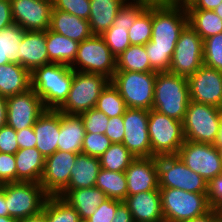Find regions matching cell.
<instances>
[{
	"label": "cell",
	"instance_id": "obj_37",
	"mask_svg": "<svg viewBox=\"0 0 222 222\" xmlns=\"http://www.w3.org/2000/svg\"><path fill=\"white\" fill-rule=\"evenodd\" d=\"M48 222H79L78 212L60 196H48L43 210Z\"/></svg>",
	"mask_w": 222,
	"mask_h": 222
},
{
	"label": "cell",
	"instance_id": "obj_47",
	"mask_svg": "<svg viewBox=\"0 0 222 222\" xmlns=\"http://www.w3.org/2000/svg\"><path fill=\"white\" fill-rule=\"evenodd\" d=\"M207 196L212 208L222 210V173L208 182Z\"/></svg>",
	"mask_w": 222,
	"mask_h": 222
},
{
	"label": "cell",
	"instance_id": "obj_16",
	"mask_svg": "<svg viewBox=\"0 0 222 222\" xmlns=\"http://www.w3.org/2000/svg\"><path fill=\"white\" fill-rule=\"evenodd\" d=\"M148 5L149 2L138 0H136L134 4H124L117 12L113 25L101 35L115 57L120 55L131 45L128 38V29L133 25L137 16Z\"/></svg>",
	"mask_w": 222,
	"mask_h": 222
},
{
	"label": "cell",
	"instance_id": "obj_10",
	"mask_svg": "<svg viewBox=\"0 0 222 222\" xmlns=\"http://www.w3.org/2000/svg\"><path fill=\"white\" fill-rule=\"evenodd\" d=\"M75 62L83 70H75ZM70 67L78 72L101 74L111 80L116 72V57L101 35H92L79 43L76 58Z\"/></svg>",
	"mask_w": 222,
	"mask_h": 222
},
{
	"label": "cell",
	"instance_id": "obj_1",
	"mask_svg": "<svg viewBox=\"0 0 222 222\" xmlns=\"http://www.w3.org/2000/svg\"><path fill=\"white\" fill-rule=\"evenodd\" d=\"M187 24L188 13L185 5L152 3V35L151 40L144 46L151 68L155 72L169 71L176 42Z\"/></svg>",
	"mask_w": 222,
	"mask_h": 222
},
{
	"label": "cell",
	"instance_id": "obj_40",
	"mask_svg": "<svg viewBox=\"0 0 222 222\" xmlns=\"http://www.w3.org/2000/svg\"><path fill=\"white\" fill-rule=\"evenodd\" d=\"M204 65L222 71V33L203 40Z\"/></svg>",
	"mask_w": 222,
	"mask_h": 222
},
{
	"label": "cell",
	"instance_id": "obj_61",
	"mask_svg": "<svg viewBox=\"0 0 222 222\" xmlns=\"http://www.w3.org/2000/svg\"><path fill=\"white\" fill-rule=\"evenodd\" d=\"M190 1H191V0H172V4H179V5H181V3H182V5H186V4H188ZM180 2H181V3H180Z\"/></svg>",
	"mask_w": 222,
	"mask_h": 222
},
{
	"label": "cell",
	"instance_id": "obj_57",
	"mask_svg": "<svg viewBox=\"0 0 222 222\" xmlns=\"http://www.w3.org/2000/svg\"><path fill=\"white\" fill-rule=\"evenodd\" d=\"M213 145L218 150L222 149V115H221V123H220L219 131H218V134L216 136V139H215Z\"/></svg>",
	"mask_w": 222,
	"mask_h": 222
},
{
	"label": "cell",
	"instance_id": "obj_26",
	"mask_svg": "<svg viewBox=\"0 0 222 222\" xmlns=\"http://www.w3.org/2000/svg\"><path fill=\"white\" fill-rule=\"evenodd\" d=\"M58 150L82 153L85 128L80 115L60 112V134Z\"/></svg>",
	"mask_w": 222,
	"mask_h": 222
},
{
	"label": "cell",
	"instance_id": "obj_56",
	"mask_svg": "<svg viewBox=\"0 0 222 222\" xmlns=\"http://www.w3.org/2000/svg\"><path fill=\"white\" fill-rule=\"evenodd\" d=\"M0 216H9L5 194L0 190Z\"/></svg>",
	"mask_w": 222,
	"mask_h": 222
},
{
	"label": "cell",
	"instance_id": "obj_63",
	"mask_svg": "<svg viewBox=\"0 0 222 222\" xmlns=\"http://www.w3.org/2000/svg\"><path fill=\"white\" fill-rule=\"evenodd\" d=\"M79 222H88L87 220H80Z\"/></svg>",
	"mask_w": 222,
	"mask_h": 222
},
{
	"label": "cell",
	"instance_id": "obj_22",
	"mask_svg": "<svg viewBox=\"0 0 222 222\" xmlns=\"http://www.w3.org/2000/svg\"><path fill=\"white\" fill-rule=\"evenodd\" d=\"M18 64L32 73L50 64L46 48V31H25L19 47Z\"/></svg>",
	"mask_w": 222,
	"mask_h": 222
},
{
	"label": "cell",
	"instance_id": "obj_28",
	"mask_svg": "<svg viewBox=\"0 0 222 222\" xmlns=\"http://www.w3.org/2000/svg\"><path fill=\"white\" fill-rule=\"evenodd\" d=\"M126 0H90L88 22L93 35H102L112 25Z\"/></svg>",
	"mask_w": 222,
	"mask_h": 222
},
{
	"label": "cell",
	"instance_id": "obj_7",
	"mask_svg": "<svg viewBox=\"0 0 222 222\" xmlns=\"http://www.w3.org/2000/svg\"><path fill=\"white\" fill-rule=\"evenodd\" d=\"M156 72L116 71L111 83L118 89L127 108L151 110Z\"/></svg>",
	"mask_w": 222,
	"mask_h": 222
},
{
	"label": "cell",
	"instance_id": "obj_46",
	"mask_svg": "<svg viewBox=\"0 0 222 222\" xmlns=\"http://www.w3.org/2000/svg\"><path fill=\"white\" fill-rule=\"evenodd\" d=\"M19 150L16 131L8 125L0 128V153L15 154Z\"/></svg>",
	"mask_w": 222,
	"mask_h": 222
},
{
	"label": "cell",
	"instance_id": "obj_31",
	"mask_svg": "<svg viewBox=\"0 0 222 222\" xmlns=\"http://www.w3.org/2000/svg\"><path fill=\"white\" fill-rule=\"evenodd\" d=\"M79 42L50 29L46 30V48L50 63L70 66L77 55Z\"/></svg>",
	"mask_w": 222,
	"mask_h": 222
},
{
	"label": "cell",
	"instance_id": "obj_8",
	"mask_svg": "<svg viewBox=\"0 0 222 222\" xmlns=\"http://www.w3.org/2000/svg\"><path fill=\"white\" fill-rule=\"evenodd\" d=\"M222 109L191 101L182 122L185 140L213 144L219 131Z\"/></svg>",
	"mask_w": 222,
	"mask_h": 222
},
{
	"label": "cell",
	"instance_id": "obj_24",
	"mask_svg": "<svg viewBox=\"0 0 222 222\" xmlns=\"http://www.w3.org/2000/svg\"><path fill=\"white\" fill-rule=\"evenodd\" d=\"M49 29L79 43L93 35L88 20L57 9L51 11Z\"/></svg>",
	"mask_w": 222,
	"mask_h": 222
},
{
	"label": "cell",
	"instance_id": "obj_4",
	"mask_svg": "<svg viewBox=\"0 0 222 222\" xmlns=\"http://www.w3.org/2000/svg\"><path fill=\"white\" fill-rule=\"evenodd\" d=\"M165 222H179L204 215L212 209L207 193L159 187Z\"/></svg>",
	"mask_w": 222,
	"mask_h": 222
},
{
	"label": "cell",
	"instance_id": "obj_25",
	"mask_svg": "<svg viewBox=\"0 0 222 222\" xmlns=\"http://www.w3.org/2000/svg\"><path fill=\"white\" fill-rule=\"evenodd\" d=\"M58 196L66 200L78 212L80 220H86L107 199L99 188L64 189Z\"/></svg>",
	"mask_w": 222,
	"mask_h": 222
},
{
	"label": "cell",
	"instance_id": "obj_27",
	"mask_svg": "<svg viewBox=\"0 0 222 222\" xmlns=\"http://www.w3.org/2000/svg\"><path fill=\"white\" fill-rule=\"evenodd\" d=\"M17 182L40 183L45 168V158L34 148L19 149L15 154Z\"/></svg>",
	"mask_w": 222,
	"mask_h": 222
},
{
	"label": "cell",
	"instance_id": "obj_21",
	"mask_svg": "<svg viewBox=\"0 0 222 222\" xmlns=\"http://www.w3.org/2000/svg\"><path fill=\"white\" fill-rule=\"evenodd\" d=\"M123 202L131 212L133 222H165L159 189L127 195Z\"/></svg>",
	"mask_w": 222,
	"mask_h": 222
},
{
	"label": "cell",
	"instance_id": "obj_52",
	"mask_svg": "<svg viewBox=\"0 0 222 222\" xmlns=\"http://www.w3.org/2000/svg\"><path fill=\"white\" fill-rule=\"evenodd\" d=\"M221 218H222V210L212 208L204 215L187 220H182L179 222H219Z\"/></svg>",
	"mask_w": 222,
	"mask_h": 222
},
{
	"label": "cell",
	"instance_id": "obj_35",
	"mask_svg": "<svg viewBox=\"0 0 222 222\" xmlns=\"http://www.w3.org/2000/svg\"><path fill=\"white\" fill-rule=\"evenodd\" d=\"M25 30L13 24L0 31V65L18 64L19 47Z\"/></svg>",
	"mask_w": 222,
	"mask_h": 222
},
{
	"label": "cell",
	"instance_id": "obj_29",
	"mask_svg": "<svg viewBox=\"0 0 222 222\" xmlns=\"http://www.w3.org/2000/svg\"><path fill=\"white\" fill-rule=\"evenodd\" d=\"M31 89V73L20 64L0 65V95L21 94Z\"/></svg>",
	"mask_w": 222,
	"mask_h": 222
},
{
	"label": "cell",
	"instance_id": "obj_6",
	"mask_svg": "<svg viewBox=\"0 0 222 222\" xmlns=\"http://www.w3.org/2000/svg\"><path fill=\"white\" fill-rule=\"evenodd\" d=\"M148 133L151 157L177 155L185 141L181 121L157 110H149Z\"/></svg>",
	"mask_w": 222,
	"mask_h": 222
},
{
	"label": "cell",
	"instance_id": "obj_32",
	"mask_svg": "<svg viewBox=\"0 0 222 222\" xmlns=\"http://www.w3.org/2000/svg\"><path fill=\"white\" fill-rule=\"evenodd\" d=\"M95 187L104 192L107 198L124 201L127 197V179L125 172L109 171L101 168Z\"/></svg>",
	"mask_w": 222,
	"mask_h": 222
},
{
	"label": "cell",
	"instance_id": "obj_44",
	"mask_svg": "<svg viewBox=\"0 0 222 222\" xmlns=\"http://www.w3.org/2000/svg\"><path fill=\"white\" fill-rule=\"evenodd\" d=\"M120 200L107 198L97 208L96 211L86 220L88 222H112L116 216L117 206L121 203Z\"/></svg>",
	"mask_w": 222,
	"mask_h": 222
},
{
	"label": "cell",
	"instance_id": "obj_58",
	"mask_svg": "<svg viewBox=\"0 0 222 222\" xmlns=\"http://www.w3.org/2000/svg\"><path fill=\"white\" fill-rule=\"evenodd\" d=\"M0 222H19V221L10 216H0Z\"/></svg>",
	"mask_w": 222,
	"mask_h": 222
},
{
	"label": "cell",
	"instance_id": "obj_54",
	"mask_svg": "<svg viewBox=\"0 0 222 222\" xmlns=\"http://www.w3.org/2000/svg\"><path fill=\"white\" fill-rule=\"evenodd\" d=\"M7 125V98L0 95V128Z\"/></svg>",
	"mask_w": 222,
	"mask_h": 222
},
{
	"label": "cell",
	"instance_id": "obj_17",
	"mask_svg": "<svg viewBox=\"0 0 222 222\" xmlns=\"http://www.w3.org/2000/svg\"><path fill=\"white\" fill-rule=\"evenodd\" d=\"M14 24L25 31L50 28L52 0H10Z\"/></svg>",
	"mask_w": 222,
	"mask_h": 222
},
{
	"label": "cell",
	"instance_id": "obj_19",
	"mask_svg": "<svg viewBox=\"0 0 222 222\" xmlns=\"http://www.w3.org/2000/svg\"><path fill=\"white\" fill-rule=\"evenodd\" d=\"M76 153L57 150L45 158L40 185L49 196H58L69 184Z\"/></svg>",
	"mask_w": 222,
	"mask_h": 222
},
{
	"label": "cell",
	"instance_id": "obj_45",
	"mask_svg": "<svg viewBox=\"0 0 222 222\" xmlns=\"http://www.w3.org/2000/svg\"><path fill=\"white\" fill-rule=\"evenodd\" d=\"M12 182H17L15 156L0 153V185Z\"/></svg>",
	"mask_w": 222,
	"mask_h": 222
},
{
	"label": "cell",
	"instance_id": "obj_60",
	"mask_svg": "<svg viewBox=\"0 0 222 222\" xmlns=\"http://www.w3.org/2000/svg\"><path fill=\"white\" fill-rule=\"evenodd\" d=\"M222 19V3L213 10Z\"/></svg>",
	"mask_w": 222,
	"mask_h": 222
},
{
	"label": "cell",
	"instance_id": "obj_39",
	"mask_svg": "<svg viewBox=\"0 0 222 222\" xmlns=\"http://www.w3.org/2000/svg\"><path fill=\"white\" fill-rule=\"evenodd\" d=\"M152 35V3L137 16L133 25L128 29L131 45H145Z\"/></svg>",
	"mask_w": 222,
	"mask_h": 222
},
{
	"label": "cell",
	"instance_id": "obj_42",
	"mask_svg": "<svg viewBox=\"0 0 222 222\" xmlns=\"http://www.w3.org/2000/svg\"><path fill=\"white\" fill-rule=\"evenodd\" d=\"M82 118L85 133L105 134L109 118L96 108H92L79 114Z\"/></svg>",
	"mask_w": 222,
	"mask_h": 222
},
{
	"label": "cell",
	"instance_id": "obj_50",
	"mask_svg": "<svg viewBox=\"0 0 222 222\" xmlns=\"http://www.w3.org/2000/svg\"><path fill=\"white\" fill-rule=\"evenodd\" d=\"M13 24L11 1L0 0V31Z\"/></svg>",
	"mask_w": 222,
	"mask_h": 222
},
{
	"label": "cell",
	"instance_id": "obj_15",
	"mask_svg": "<svg viewBox=\"0 0 222 222\" xmlns=\"http://www.w3.org/2000/svg\"><path fill=\"white\" fill-rule=\"evenodd\" d=\"M45 111L42 99L32 88L24 93L7 97V125L15 131L34 126Z\"/></svg>",
	"mask_w": 222,
	"mask_h": 222
},
{
	"label": "cell",
	"instance_id": "obj_13",
	"mask_svg": "<svg viewBox=\"0 0 222 222\" xmlns=\"http://www.w3.org/2000/svg\"><path fill=\"white\" fill-rule=\"evenodd\" d=\"M177 155L207 182L222 173L220 152L213 144L185 140Z\"/></svg>",
	"mask_w": 222,
	"mask_h": 222
},
{
	"label": "cell",
	"instance_id": "obj_36",
	"mask_svg": "<svg viewBox=\"0 0 222 222\" xmlns=\"http://www.w3.org/2000/svg\"><path fill=\"white\" fill-rule=\"evenodd\" d=\"M99 159L101 168L125 172L134 161L135 156L122 143H113Z\"/></svg>",
	"mask_w": 222,
	"mask_h": 222
},
{
	"label": "cell",
	"instance_id": "obj_11",
	"mask_svg": "<svg viewBox=\"0 0 222 222\" xmlns=\"http://www.w3.org/2000/svg\"><path fill=\"white\" fill-rule=\"evenodd\" d=\"M159 187L207 193L208 182L188 168L178 155L157 157Z\"/></svg>",
	"mask_w": 222,
	"mask_h": 222
},
{
	"label": "cell",
	"instance_id": "obj_59",
	"mask_svg": "<svg viewBox=\"0 0 222 222\" xmlns=\"http://www.w3.org/2000/svg\"><path fill=\"white\" fill-rule=\"evenodd\" d=\"M138 1H147L149 3H172V0H138Z\"/></svg>",
	"mask_w": 222,
	"mask_h": 222
},
{
	"label": "cell",
	"instance_id": "obj_62",
	"mask_svg": "<svg viewBox=\"0 0 222 222\" xmlns=\"http://www.w3.org/2000/svg\"><path fill=\"white\" fill-rule=\"evenodd\" d=\"M219 152H220V156H221V159H222V149H220Z\"/></svg>",
	"mask_w": 222,
	"mask_h": 222
},
{
	"label": "cell",
	"instance_id": "obj_20",
	"mask_svg": "<svg viewBox=\"0 0 222 222\" xmlns=\"http://www.w3.org/2000/svg\"><path fill=\"white\" fill-rule=\"evenodd\" d=\"M125 175L127 195L159 189L157 157L135 158Z\"/></svg>",
	"mask_w": 222,
	"mask_h": 222
},
{
	"label": "cell",
	"instance_id": "obj_23",
	"mask_svg": "<svg viewBox=\"0 0 222 222\" xmlns=\"http://www.w3.org/2000/svg\"><path fill=\"white\" fill-rule=\"evenodd\" d=\"M33 129L37 139V150L44 158L54 154L58 150L60 112L58 110H46L36 120Z\"/></svg>",
	"mask_w": 222,
	"mask_h": 222
},
{
	"label": "cell",
	"instance_id": "obj_55",
	"mask_svg": "<svg viewBox=\"0 0 222 222\" xmlns=\"http://www.w3.org/2000/svg\"><path fill=\"white\" fill-rule=\"evenodd\" d=\"M19 222H48L47 217L43 211L40 213L33 215V216H28L27 218L19 220Z\"/></svg>",
	"mask_w": 222,
	"mask_h": 222
},
{
	"label": "cell",
	"instance_id": "obj_3",
	"mask_svg": "<svg viewBox=\"0 0 222 222\" xmlns=\"http://www.w3.org/2000/svg\"><path fill=\"white\" fill-rule=\"evenodd\" d=\"M190 92L187 77L156 72L152 109L183 122Z\"/></svg>",
	"mask_w": 222,
	"mask_h": 222
},
{
	"label": "cell",
	"instance_id": "obj_51",
	"mask_svg": "<svg viewBox=\"0 0 222 222\" xmlns=\"http://www.w3.org/2000/svg\"><path fill=\"white\" fill-rule=\"evenodd\" d=\"M222 0H191L185 5L186 10H214Z\"/></svg>",
	"mask_w": 222,
	"mask_h": 222
},
{
	"label": "cell",
	"instance_id": "obj_53",
	"mask_svg": "<svg viewBox=\"0 0 222 222\" xmlns=\"http://www.w3.org/2000/svg\"><path fill=\"white\" fill-rule=\"evenodd\" d=\"M115 215L112 222H133L131 212L123 201L117 206Z\"/></svg>",
	"mask_w": 222,
	"mask_h": 222
},
{
	"label": "cell",
	"instance_id": "obj_41",
	"mask_svg": "<svg viewBox=\"0 0 222 222\" xmlns=\"http://www.w3.org/2000/svg\"><path fill=\"white\" fill-rule=\"evenodd\" d=\"M113 143L105 134L85 133L82 153L100 158Z\"/></svg>",
	"mask_w": 222,
	"mask_h": 222
},
{
	"label": "cell",
	"instance_id": "obj_5",
	"mask_svg": "<svg viewBox=\"0 0 222 222\" xmlns=\"http://www.w3.org/2000/svg\"><path fill=\"white\" fill-rule=\"evenodd\" d=\"M0 190L5 194L9 216L18 221L40 213L49 196L38 182L4 183Z\"/></svg>",
	"mask_w": 222,
	"mask_h": 222
},
{
	"label": "cell",
	"instance_id": "obj_30",
	"mask_svg": "<svg viewBox=\"0 0 222 222\" xmlns=\"http://www.w3.org/2000/svg\"><path fill=\"white\" fill-rule=\"evenodd\" d=\"M100 169L101 165L98 157L83 153L78 154L71 169L70 182L65 189L94 187Z\"/></svg>",
	"mask_w": 222,
	"mask_h": 222
},
{
	"label": "cell",
	"instance_id": "obj_49",
	"mask_svg": "<svg viewBox=\"0 0 222 222\" xmlns=\"http://www.w3.org/2000/svg\"><path fill=\"white\" fill-rule=\"evenodd\" d=\"M16 134H17V143L19 149L36 147L37 139L35 136L33 126L24 128L20 131H16Z\"/></svg>",
	"mask_w": 222,
	"mask_h": 222
},
{
	"label": "cell",
	"instance_id": "obj_33",
	"mask_svg": "<svg viewBox=\"0 0 222 222\" xmlns=\"http://www.w3.org/2000/svg\"><path fill=\"white\" fill-rule=\"evenodd\" d=\"M116 71L155 72L144 45H130L116 57Z\"/></svg>",
	"mask_w": 222,
	"mask_h": 222
},
{
	"label": "cell",
	"instance_id": "obj_43",
	"mask_svg": "<svg viewBox=\"0 0 222 222\" xmlns=\"http://www.w3.org/2000/svg\"><path fill=\"white\" fill-rule=\"evenodd\" d=\"M52 5V9L65 11L85 20L90 15V0H52Z\"/></svg>",
	"mask_w": 222,
	"mask_h": 222
},
{
	"label": "cell",
	"instance_id": "obj_38",
	"mask_svg": "<svg viewBox=\"0 0 222 222\" xmlns=\"http://www.w3.org/2000/svg\"><path fill=\"white\" fill-rule=\"evenodd\" d=\"M95 108L103 112L108 118L123 116L127 106L118 89L111 83L102 90Z\"/></svg>",
	"mask_w": 222,
	"mask_h": 222
},
{
	"label": "cell",
	"instance_id": "obj_34",
	"mask_svg": "<svg viewBox=\"0 0 222 222\" xmlns=\"http://www.w3.org/2000/svg\"><path fill=\"white\" fill-rule=\"evenodd\" d=\"M188 24L204 40L222 33V19L213 10H187Z\"/></svg>",
	"mask_w": 222,
	"mask_h": 222
},
{
	"label": "cell",
	"instance_id": "obj_18",
	"mask_svg": "<svg viewBox=\"0 0 222 222\" xmlns=\"http://www.w3.org/2000/svg\"><path fill=\"white\" fill-rule=\"evenodd\" d=\"M187 79L191 101L222 109V71L202 65Z\"/></svg>",
	"mask_w": 222,
	"mask_h": 222
},
{
	"label": "cell",
	"instance_id": "obj_48",
	"mask_svg": "<svg viewBox=\"0 0 222 222\" xmlns=\"http://www.w3.org/2000/svg\"><path fill=\"white\" fill-rule=\"evenodd\" d=\"M105 135L111 140L112 143H122L125 135V127L122 116L109 118Z\"/></svg>",
	"mask_w": 222,
	"mask_h": 222
},
{
	"label": "cell",
	"instance_id": "obj_14",
	"mask_svg": "<svg viewBox=\"0 0 222 222\" xmlns=\"http://www.w3.org/2000/svg\"><path fill=\"white\" fill-rule=\"evenodd\" d=\"M122 117L125 127L122 144L135 158L151 157V142L148 133L149 110L127 108Z\"/></svg>",
	"mask_w": 222,
	"mask_h": 222
},
{
	"label": "cell",
	"instance_id": "obj_12",
	"mask_svg": "<svg viewBox=\"0 0 222 222\" xmlns=\"http://www.w3.org/2000/svg\"><path fill=\"white\" fill-rule=\"evenodd\" d=\"M202 65L203 39L190 24H187L176 42L168 72L188 78Z\"/></svg>",
	"mask_w": 222,
	"mask_h": 222
},
{
	"label": "cell",
	"instance_id": "obj_2",
	"mask_svg": "<svg viewBox=\"0 0 222 222\" xmlns=\"http://www.w3.org/2000/svg\"><path fill=\"white\" fill-rule=\"evenodd\" d=\"M73 81L70 66L50 63L31 73V88L42 99L46 110H58L66 101Z\"/></svg>",
	"mask_w": 222,
	"mask_h": 222
},
{
	"label": "cell",
	"instance_id": "obj_9",
	"mask_svg": "<svg viewBox=\"0 0 222 222\" xmlns=\"http://www.w3.org/2000/svg\"><path fill=\"white\" fill-rule=\"evenodd\" d=\"M109 82L110 79L104 75L73 70V81L68 97L58 111L79 115L95 108L102 90Z\"/></svg>",
	"mask_w": 222,
	"mask_h": 222
}]
</instances>
